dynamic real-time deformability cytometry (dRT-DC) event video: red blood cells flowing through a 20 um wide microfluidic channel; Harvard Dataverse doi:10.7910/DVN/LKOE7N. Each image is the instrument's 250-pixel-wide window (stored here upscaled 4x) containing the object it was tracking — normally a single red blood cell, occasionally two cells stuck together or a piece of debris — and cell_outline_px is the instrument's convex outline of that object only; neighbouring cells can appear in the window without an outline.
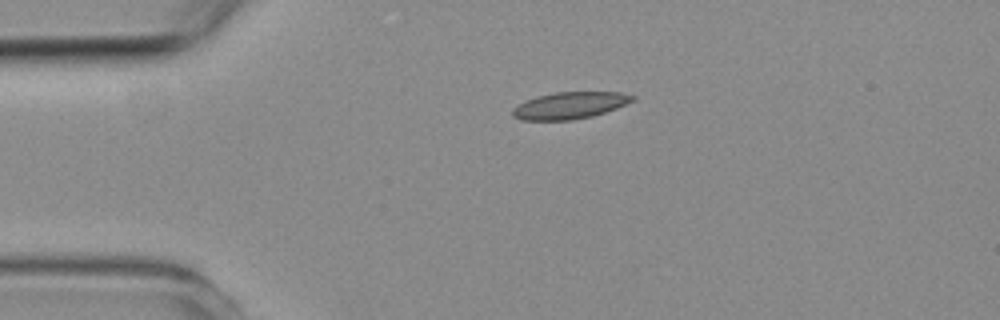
{"species": "common noctule bat (a hibernating species)", "species_latin": "Nyctalus noctula", "temperature_condition": "room temperature", "stored_images_in_passage": 2, "camera_frame_rate_fps": 3000, "um_per_image_px": 0.085, "animal": {"sex": "female", "body_mass_g": 19.3, "forearm_length_mm": 54.1}, "frame": {"image": 1, "passage_image": 1, "time_ms": 0.0, "image_size_px": [1000, 320], "cell_outline_px": [[636, 100], [616, 108], [592, 116], [572, 120], [520, 120], [512, 116], [512, 108], [516, 104], [524, 100], [536, 96], [556, 92], [620, 92], [636, 96]], "centroid_in_image_um": [48.4, 8.96], "position_along_channel_um": 36.6, "area_um2": 18.96}}